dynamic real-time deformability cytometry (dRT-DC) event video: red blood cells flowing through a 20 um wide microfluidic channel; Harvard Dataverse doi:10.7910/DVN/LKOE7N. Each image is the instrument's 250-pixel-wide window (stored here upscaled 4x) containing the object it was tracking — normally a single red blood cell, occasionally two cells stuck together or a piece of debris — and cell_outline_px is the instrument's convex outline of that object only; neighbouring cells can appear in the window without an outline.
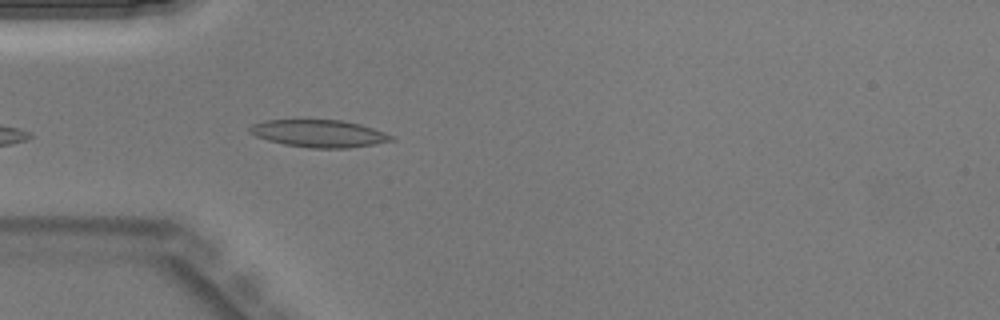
{"species": "Egyptian fruit bat (a non-hibernating species)", "species_latin": "Rousettus aegyptiacus", "temperature_condition": "warm", "stored_images_in_passage": 31, "camera_frame_rate_fps": 3000, "um_per_image_px": 0.085, "animal": {"sex": "male"}, "frame": {"image": 1, "passage_image": 1, "time_ms": 0.0, "image_size_px": [1000, 320], "cell_outline_px": [[396, 140], [348, 148], [312, 148], [284, 144], [268, 140], [256, 136], [248, 132], [248, 128], [252, 124], [264, 120], [340, 120], [360, 124], [396, 136]], "centroid_in_image_um": [27.12, 11.34], "position_along_channel_um": 57.9, "area_um2": 22.54}}
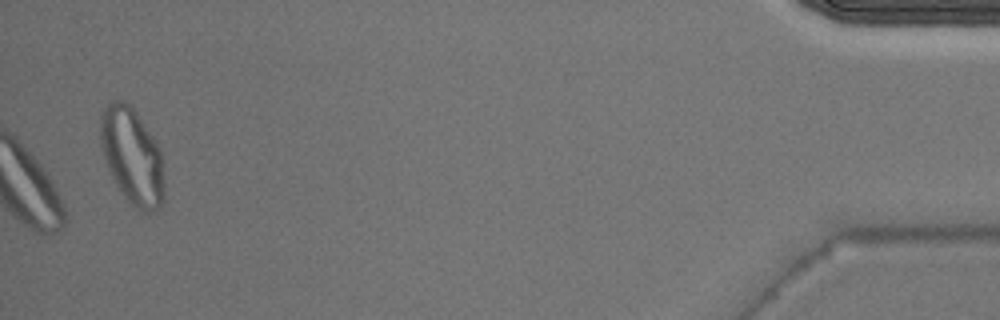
{"frame": {"image": 2, "passage_image": 31, "time_ms": 10.0, "image_size_px": [1000, 320], "cell_outline_px": [[164, 200], [156, 208], [148, 212], [136, 208], [120, 192], [108, 168], [104, 156], [100, 140], [100, 116], [104, 108], [112, 100], [120, 100], [128, 104], [136, 112], [160, 148], [164, 184]], "centroid_in_image_um": [11.22, 13.26], "position_along_channel_um": 424.0, "area_um2": 35.32}}